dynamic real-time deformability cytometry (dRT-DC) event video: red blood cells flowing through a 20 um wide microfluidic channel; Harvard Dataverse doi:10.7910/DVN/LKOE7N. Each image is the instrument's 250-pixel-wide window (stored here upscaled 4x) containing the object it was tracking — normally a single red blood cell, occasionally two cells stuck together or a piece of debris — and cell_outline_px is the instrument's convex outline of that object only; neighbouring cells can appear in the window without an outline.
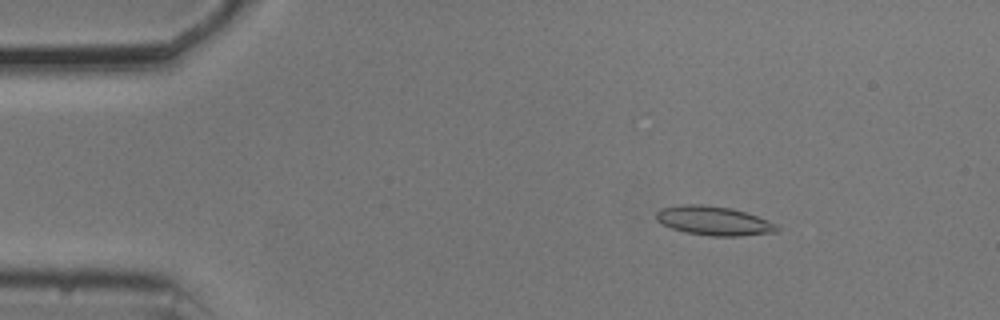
{"species": "common noctule bat (a hibernating species)", "species_latin": "Nyctalus noctula", "temperature_condition": "cold", "stored_images_in_passage": 54, "camera_frame_rate_fps": 3000, "um_per_image_px": 0.085, "animal": {"sex": "male", "body_mass_g": 20.5, "forearm_length_mm": 52.5}, "frame": {"image": 1, "passage_image": 8, "time_ms": 2.333, "image_size_px": [1000, 320], "cell_outline_px": [[780, 232], [740, 236], [708, 236], [684, 232], [672, 228], [656, 220], [656, 212], [660, 208], [680, 204], [700, 204], [732, 208], [780, 224]], "centroid_in_image_um": [60.71, 18.77], "position_along_channel_um": 24.3, "area_um2": 20.75}}
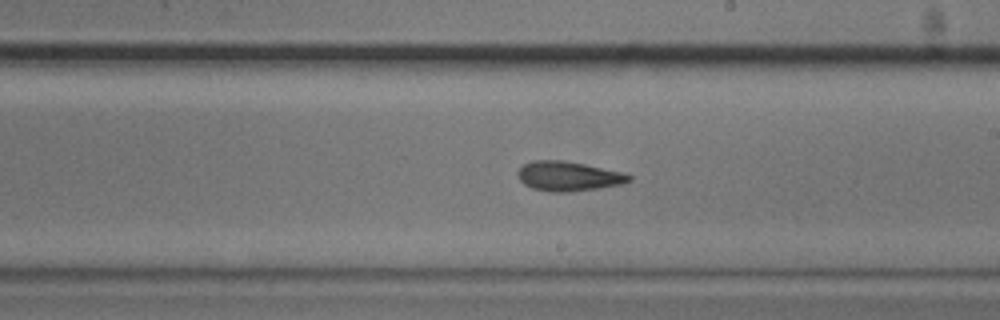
{"frame": {"image": 2, "passage_image": 31, "time_ms": 10.0, "image_size_px": [1000, 320], "cell_outline_px": [[632, 180], [620, 184], [600, 188], [576, 192], [548, 192], [532, 188], [524, 184], [520, 180], [516, 172], [524, 164], [532, 160], [564, 160], [584, 164], [620, 172], [632, 176]], "centroid_in_image_um": [48.28, 14.99], "position_along_channel_um": 240.7, "area_um2": 19.25}}
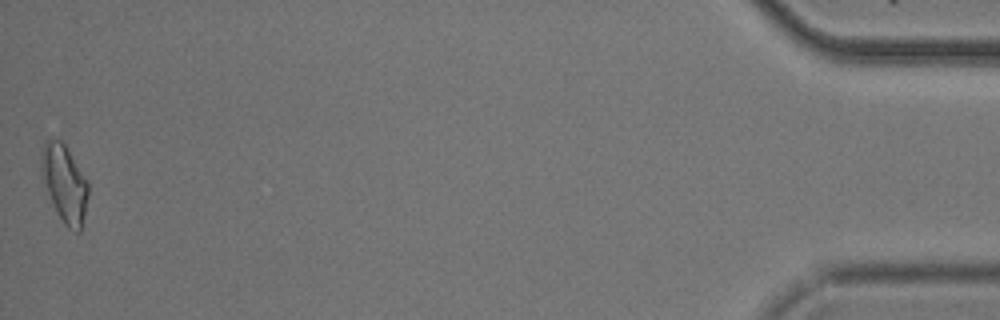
{"frame": {"image": 3, "passage_image": 54, "time_ms": 17.667, "image_size_px": [1000, 320], "cell_outline_px": [[88, 196], [84, 216], [80, 232], [76, 232], [68, 228], [64, 224], [48, 192], [40, 168], [40, 152], [44, 140], [60, 140], [64, 144], [88, 184]], "centroid_in_image_um": [5.47, 15.58], "position_along_channel_um": 429.7, "area_um2": 20.46}, "authors_computed_cell_mechanics": {"area_um2": 19.2474, "velocity_mm_per_s": 3.7073, "shape_relaxation_time_tau1_ms": 3.3566, "shape_relaxation_time_tau2_ms": 4.4401, "deformation_change_tau1": 0.1128, "deformation_change_tau2": 0.1378}}